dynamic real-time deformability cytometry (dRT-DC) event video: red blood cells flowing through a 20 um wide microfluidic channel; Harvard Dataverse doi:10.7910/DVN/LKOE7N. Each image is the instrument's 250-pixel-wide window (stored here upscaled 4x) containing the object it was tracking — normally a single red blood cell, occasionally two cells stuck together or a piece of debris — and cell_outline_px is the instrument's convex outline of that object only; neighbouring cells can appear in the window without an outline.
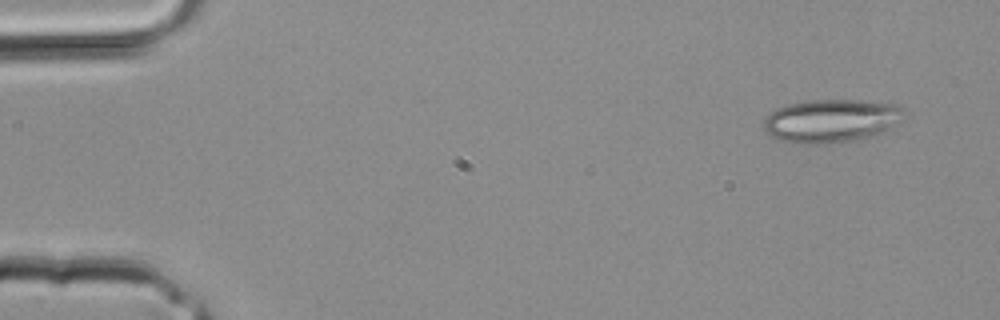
{"species": "common noctule bat (a hibernating species)", "species_latin": "Nyctalus noctula", "temperature_condition": "room temperature", "stored_images_in_passage": 3, "camera_frame_rate_fps": 3000, "um_per_image_px": 0.085, "animal": {"sex": "male", "body_mass_g": 20.4}, "frame": {"image": 1, "passage_image": 1, "time_ms": 0.0, "image_size_px": [1000, 320], "cell_outline_px": [[912, 116], [880, 132], [856, 140], [820, 144], [800, 144], [780, 140], [772, 136], [764, 128], [764, 120], [776, 108], [788, 104], [808, 100], [856, 100], [892, 104], [900, 108]], "centroid_in_image_um": [70.68, 10.26], "position_along_channel_um": 14.3, "area_um2": 35.26}}